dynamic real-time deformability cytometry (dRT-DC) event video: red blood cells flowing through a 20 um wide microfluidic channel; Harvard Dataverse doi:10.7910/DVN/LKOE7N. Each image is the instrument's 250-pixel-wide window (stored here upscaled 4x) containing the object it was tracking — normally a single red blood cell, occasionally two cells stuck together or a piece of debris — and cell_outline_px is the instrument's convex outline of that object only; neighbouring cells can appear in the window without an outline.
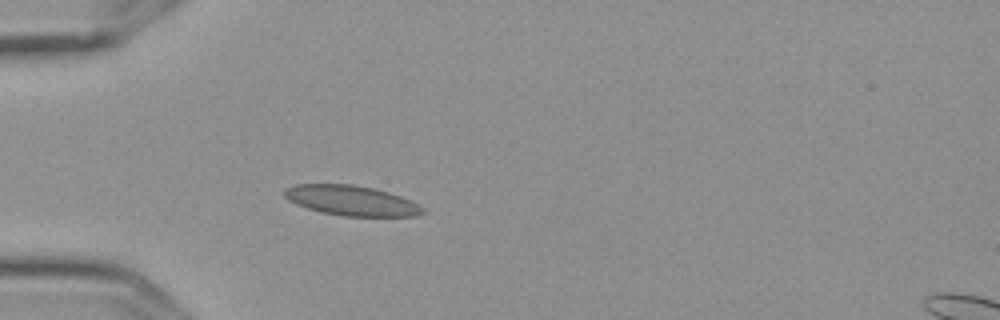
{"species": "Egyptian fruit bat (a non-hibernating species)", "species_latin": "Rousettus aegyptiacus", "temperature_condition": "cold", "stored_images_in_passage": 6, "camera_frame_rate_fps": 3000, "um_per_image_px": 0.085, "frame": {"image": 1, "passage_image": 6, "time_ms": 1.667, "image_size_px": [1000, 320], "cell_outline_px": [[428, 212], [416, 216], [344, 216], [320, 212], [296, 204], [288, 200], [284, 196], [284, 188], [292, 184], [352, 184], [372, 188], [388, 192], [400, 196], [424, 208]], "centroid_in_image_um": [29.83, 17.04], "position_along_channel_um": 55.2, "area_um2": 24.22}}